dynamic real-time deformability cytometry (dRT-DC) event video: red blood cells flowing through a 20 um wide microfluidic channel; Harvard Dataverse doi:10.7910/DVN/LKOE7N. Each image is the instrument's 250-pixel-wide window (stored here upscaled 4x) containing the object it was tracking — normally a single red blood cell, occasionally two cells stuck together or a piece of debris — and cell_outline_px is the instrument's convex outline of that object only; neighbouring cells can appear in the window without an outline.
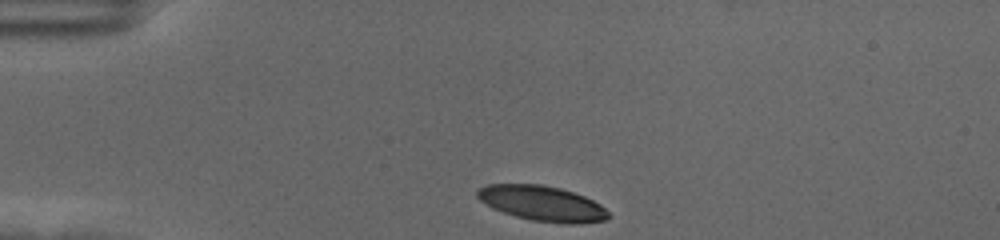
{"species": "human", "species_latin": "Homo sapiens", "temperature_condition": "cold", "stored_images_in_passage": 37, "camera_frame_rate_fps": 3000, "um_per_image_px": 0.085, "donor": {"sex": "female"}, "frame": {"image": 1, "passage_image": 1, "time_ms": 0.0, "image_size_px": [1000, 240], "cell_outline_px": [[612, 216], [608, 220], [580, 224], [568, 224], [532, 220], [516, 216], [492, 208], [480, 200], [476, 196], [476, 188], [488, 184], [540, 184], [560, 188], [584, 196], [600, 204]], "centroid_in_image_um": [46.09, 17.29], "position_along_channel_um": 38.9, "area_um2": 26.99}}
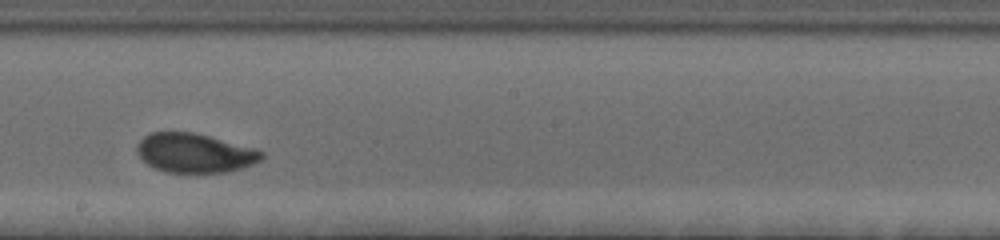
{"frame": {"image": 2, "passage_image": 21, "time_ms": 6.667, "image_size_px": [1000, 240], "cell_outline_px": [[264, 156], [260, 160], [252, 164], [228, 172], [164, 172], [152, 168], [136, 152], [136, 144], [144, 136], [152, 132], [192, 132], [256, 148], [264, 152]], "centroid_in_image_um": [16.53, 13.0], "position_along_channel_um": 231.7, "area_um2": 28.44}}
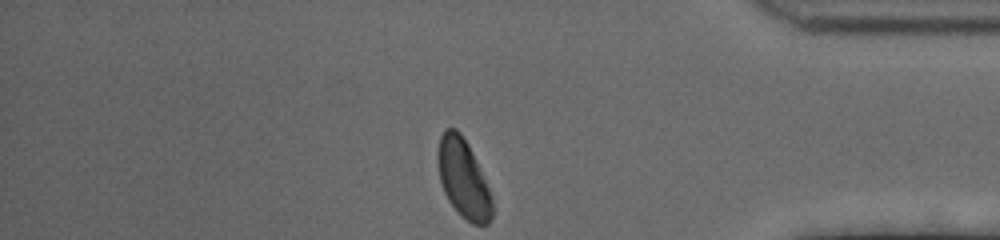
{"frame": {"image": 3, "passage_image": 37, "time_ms": 12.0, "image_size_px": [1000, 240], "cell_outline_px": [[492, 216], [488, 224], [472, 224], [460, 216], [448, 200], [444, 192], [440, 180], [436, 156], [436, 152], [440, 136], [444, 128], [456, 128], [460, 132], [468, 144], [488, 188], [492, 200]], "centroid_in_image_um": [39.34, 15.17], "position_along_channel_um": 395.9, "area_um2": 24.85}, "authors_computed_cell_mechanics": {"area_um2": 28.4376, "velocity_mm_per_s": 3.5028, "shape_relaxation_time_tau1_ms": 3.8199, "shape_relaxation_time_tau2_ms": 1.2545, "deformation_change_tau1": 0.1734, "deformation_change_tau2": 0.0508}}